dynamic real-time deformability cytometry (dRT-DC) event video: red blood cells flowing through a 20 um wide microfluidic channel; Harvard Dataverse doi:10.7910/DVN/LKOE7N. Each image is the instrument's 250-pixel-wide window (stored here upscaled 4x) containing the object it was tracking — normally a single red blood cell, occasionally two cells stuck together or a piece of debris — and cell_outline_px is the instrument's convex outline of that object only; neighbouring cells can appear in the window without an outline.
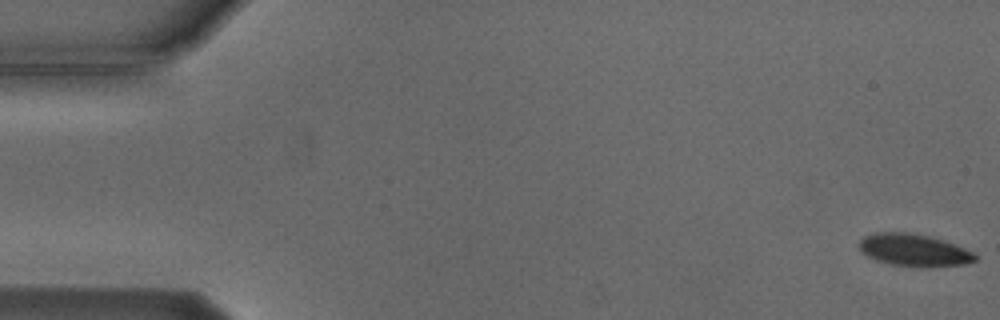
{"species": "Egyptian fruit bat (a non-hibernating species)", "species_latin": "Rousettus aegyptiacus", "temperature_condition": "cold", "stored_images_in_passage": 6, "camera_frame_rate_fps": 3000, "um_per_image_px": 0.085, "animal": {"sex": "male"}, "frame": {"image": 1, "passage_image": 1, "time_ms": 0.0, "image_size_px": [1000, 320], "cell_outline_px": [[976, 260], [964, 264], [920, 268], [892, 264], [876, 260], [860, 252], [860, 240], [864, 236], [876, 232], [908, 232], [928, 236], [944, 240], [964, 248], [972, 252], [976, 256]], "centroid_in_image_um": [77.66, 21.26], "position_along_channel_um": 7.3, "area_um2": 21.79}}